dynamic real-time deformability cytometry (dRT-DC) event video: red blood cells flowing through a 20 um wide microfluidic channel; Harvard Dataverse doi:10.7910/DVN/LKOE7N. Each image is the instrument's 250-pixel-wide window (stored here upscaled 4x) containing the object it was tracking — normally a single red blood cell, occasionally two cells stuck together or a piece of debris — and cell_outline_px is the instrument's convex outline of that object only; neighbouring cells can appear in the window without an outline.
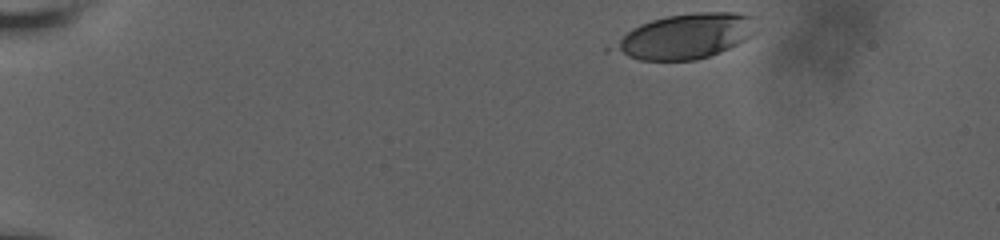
{"species": "human", "species_latin": "Homo sapiens", "temperature_condition": "room temperature", "stored_images_in_passage": 57, "camera_frame_rate_fps": 3000, "um_per_image_px": 0.085, "donor": {"sex": "male"}, "frame": {"image": 1, "passage_image": 1, "time_ms": 0.0, "image_size_px": [1000, 240], "cell_outline_px": [[764, 28], [752, 36], [720, 52], [696, 60], [640, 60], [604, 52], [604, 48], [632, 28], [640, 24], [652, 20], [668, 16], [696, 12], [736, 12], [752, 16]], "centroid_in_image_um": [58.22, 3.09], "position_along_channel_um": 26.8, "area_um2": 38.49}}
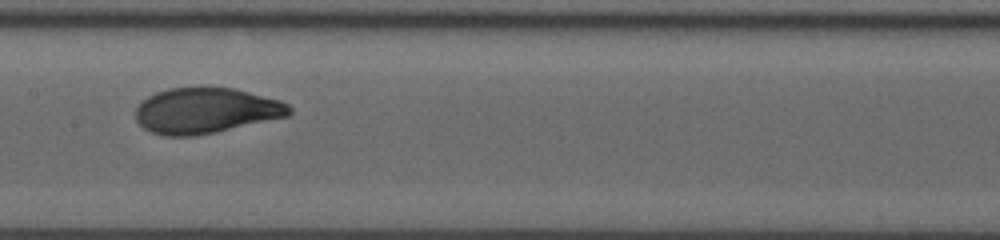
{"frame": {"image": 2, "passage_image": 31, "time_ms": 7.667, "image_size_px": [1000, 240], "cell_outline_px": [[292, 112], [288, 116], [212, 132], [192, 136], [168, 136], [152, 132], [144, 128], [136, 120], [136, 108], [148, 96], [156, 92], [168, 88], [236, 88], [280, 100], [288, 104], [292, 108]], "centroid_in_image_um": [17.5, 9.39], "position_along_channel_um": 189.9, "area_um2": 40.34}}
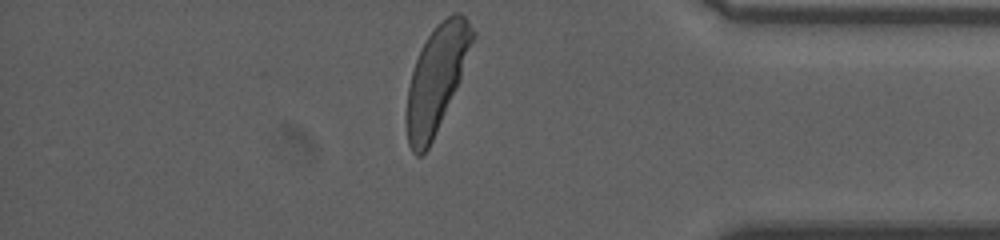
{"frame": {"image": 3, "passage_image": 57, "time_ms": 14.0, "image_size_px": [1000, 240], "cell_outline_px": [[476, 36], [460, 80], [432, 140], [428, 148], [420, 156], [416, 156], [412, 152], [408, 144], [404, 120], [408, 88], [412, 72], [416, 60], [428, 36], [436, 24], [452, 12], [460, 12], [468, 20], [476, 32]], "centroid_in_image_um": [37.1, 6.69], "position_along_channel_um": 398.1, "area_um2": 40.63}, "authors_computed_cell_mechanics": {"area_um2": 39.9976, "velocity_mm_per_s": 3.6213, "shape_relaxation_time_tau1_ms": 2.8819, "shape_relaxation_time_tau2_ms": null, "deformation_change_tau1": 0.1665, "deformation_change_tau2": null}}